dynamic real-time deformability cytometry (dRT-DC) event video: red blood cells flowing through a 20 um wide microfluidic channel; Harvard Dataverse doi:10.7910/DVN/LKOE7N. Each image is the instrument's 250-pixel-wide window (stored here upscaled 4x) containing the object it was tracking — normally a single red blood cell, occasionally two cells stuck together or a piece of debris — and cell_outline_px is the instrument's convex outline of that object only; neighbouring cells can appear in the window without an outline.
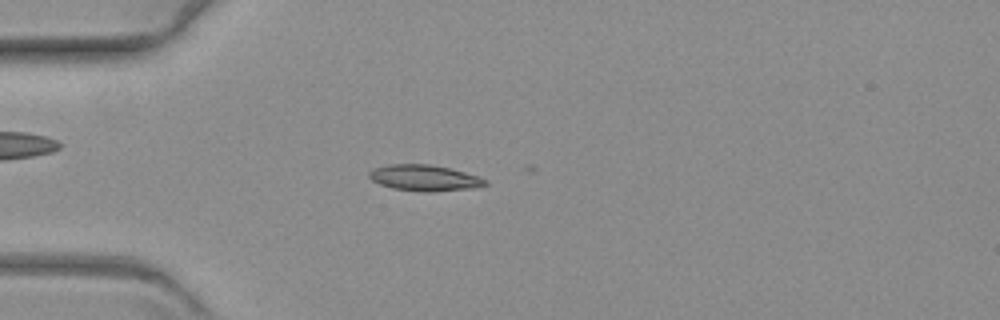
{"species": "common noctule bat (a hibernating species)", "species_latin": "Nyctalus noctula", "temperature_condition": "warm", "stored_images_in_passage": 19, "camera_frame_rate_fps": 3000, "um_per_image_px": 0.085, "animal": {"sex": "female", "body_mass_g": 19.3, "forearm_length_mm": 54.1}, "frame": {"image": 1, "passage_image": 16, "time_ms": 5.0, "image_size_px": [1000, 320], "cell_outline_px": [[488, 184], [476, 188], [432, 192], [424, 192], [392, 188], [380, 184], [372, 180], [368, 176], [368, 172], [372, 168], [388, 164], [428, 164], [448, 168], [480, 176], [488, 180]], "centroid_in_image_um": [36.09, 15.12], "position_along_channel_um": 48.9, "area_um2": 17.8}}